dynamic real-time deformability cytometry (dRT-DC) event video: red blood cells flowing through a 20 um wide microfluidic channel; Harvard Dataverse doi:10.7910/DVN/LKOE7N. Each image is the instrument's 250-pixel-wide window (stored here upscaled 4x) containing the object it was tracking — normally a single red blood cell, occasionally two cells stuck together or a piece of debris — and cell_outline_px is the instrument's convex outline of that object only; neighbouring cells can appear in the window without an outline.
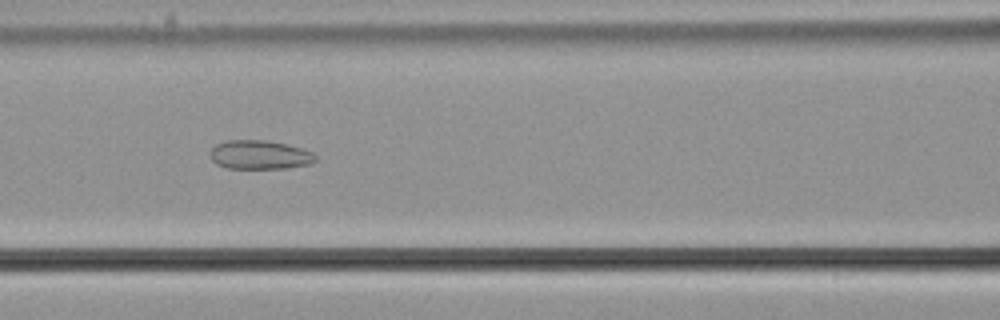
{"species": "common noctule bat (a hibernating species)", "species_latin": "Nyctalus noctula", "temperature_condition": "cold", "stored_images_in_passage": 33, "camera_frame_rate_fps": 3000, "um_per_image_px": 0.085, "animal": {"sex": "male", "body_mass_g": 21.5, "forearm_length_mm": 52.0}, "frame": {"image": 1, "passage_image": 8, "time_ms": 2.333, "image_size_px": [1000, 320], "cell_outline_px": [[316, 160], [312, 164], [288, 168], [228, 168], [216, 164], [212, 160], [212, 148], [216, 144], [228, 140], [268, 140], [300, 148], [312, 152], [316, 156]], "centroid_in_image_um": [22.1, 13.16], "position_along_channel_um": 144.5, "area_um2": 17.63}}
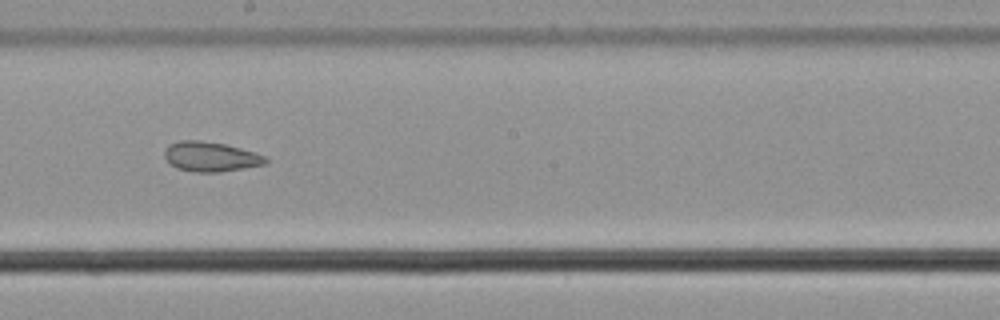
{"frame": {"image": 2, "passage_image": 15, "time_ms": 4.667, "image_size_px": [1000, 320], "cell_outline_px": [[268, 164], [220, 172], [196, 172], [176, 168], [164, 156], [164, 152], [168, 144], [180, 140], [200, 140], [224, 144], [256, 152], [264, 156], [268, 160]], "centroid_in_image_um": [17.92, 13.31], "position_along_channel_um": 230.3, "area_um2": 17.57}}
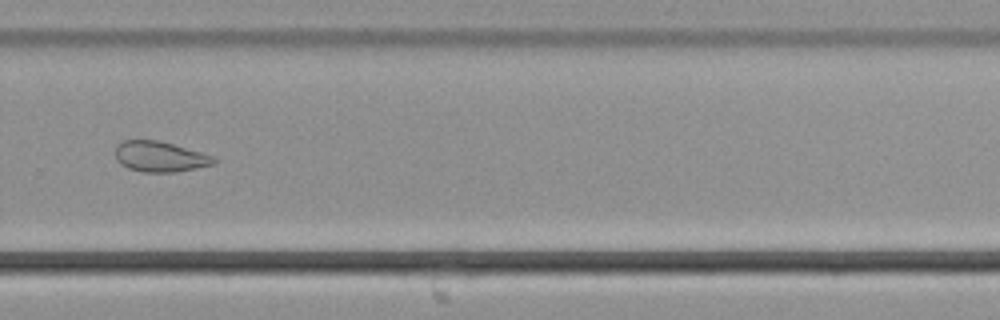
{"frame": {"image": 3, "passage_image": 22, "time_ms": 7.0, "image_size_px": [1000, 320], "cell_outline_px": [[216, 164], [176, 172], [144, 172], [128, 168], [120, 164], [116, 160], [116, 148], [124, 140], [156, 140], [172, 144], [200, 152], [212, 156], [216, 160]], "centroid_in_image_um": [13.59, 13.33], "position_along_channel_um": 316.2, "area_um2": 17.28}, "authors_computed_cell_mechanics": {"area_um2": 17.5712, "velocity_mm_per_s": 3.6842, "shape_relaxation_time_tau1_ms": null, "shape_relaxation_time_tau2_ms": 2.0416, "deformation_change_tau1": null, "deformation_change_tau2": 0.0583}}